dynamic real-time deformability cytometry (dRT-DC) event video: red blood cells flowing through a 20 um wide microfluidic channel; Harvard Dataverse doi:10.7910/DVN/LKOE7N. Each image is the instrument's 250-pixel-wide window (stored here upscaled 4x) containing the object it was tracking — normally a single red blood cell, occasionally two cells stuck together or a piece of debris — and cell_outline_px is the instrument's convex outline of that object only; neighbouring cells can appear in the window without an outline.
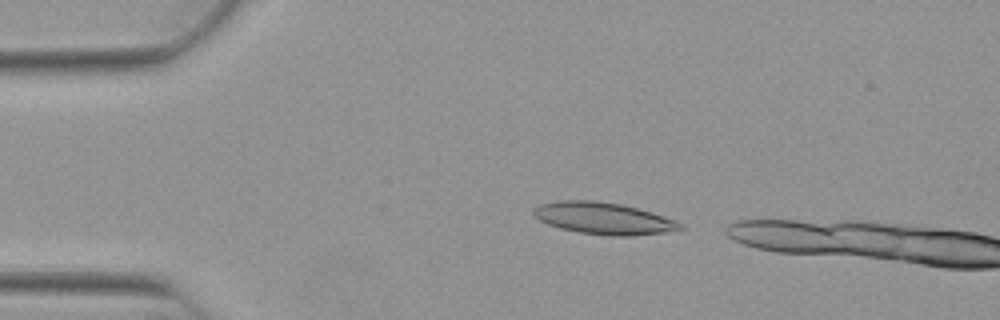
{"species": "Egyptian fruit bat (a non-hibernating species)", "species_latin": "Rousettus aegyptiacus", "temperature_condition": "warm", "stored_images_in_passage": 5, "camera_frame_rate_fps": 3000, "um_per_image_px": 0.085, "animal": {"sex": "female"}, "frame": {"image": 1, "passage_image": 2, "time_ms": 0.333, "image_size_px": [1000, 320], "cell_outline_px": [[684, 228], [664, 232], [628, 236], [612, 236], [580, 232], [560, 228], [548, 224], [540, 220], [532, 212], [532, 208], [540, 204], [560, 200], [592, 200], [620, 204], [652, 212], [672, 220], [680, 224]], "centroid_in_image_um": [51.23, 18.55], "position_along_channel_um": 33.8, "area_um2": 26.76}}